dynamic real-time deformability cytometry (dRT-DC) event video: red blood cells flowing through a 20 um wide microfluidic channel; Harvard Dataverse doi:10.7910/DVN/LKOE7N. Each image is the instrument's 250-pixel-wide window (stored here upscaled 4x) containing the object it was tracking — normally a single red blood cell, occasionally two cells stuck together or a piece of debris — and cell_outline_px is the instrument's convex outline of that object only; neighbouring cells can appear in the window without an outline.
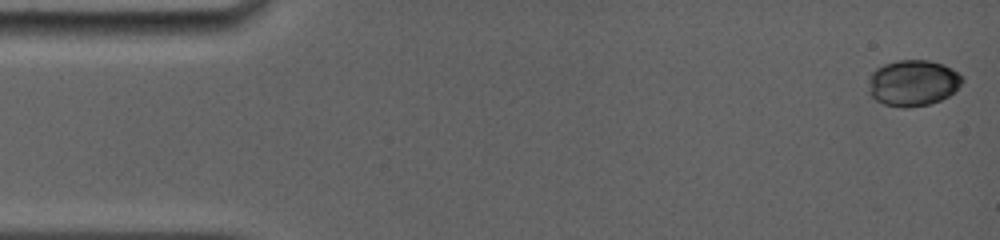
{"species": "common noctule bat (a hibernating species)", "species_latin": "Nyctalus noctula", "temperature_condition": "room temperature", "stored_images_in_passage": 5, "camera_frame_rate_fps": 5000, "um_per_image_px": 0.085, "animal": {"sex": "female", "body_mass_g": 19.0, "forearm_length_mm": 56.7}, "frame": {"image": 1, "passage_image": 1, "time_ms": 0.0, "image_size_px": [1000, 240], "cell_outline_px": [[964, 80], [948, 96], [940, 100], [928, 104], [908, 108], [904, 108], [884, 104], [876, 100], [868, 92], [872, 72], [876, 68], [884, 64], [896, 60], [928, 60], [944, 64], [964, 76]], "centroid_in_image_um": [77.6, 7.04], "position_along_channel_um": 7.4, "area_um2": 25.14}}
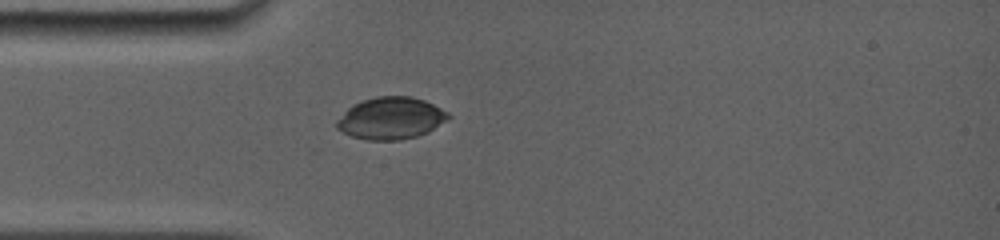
{"frame": {"image": 2, "passage_image": 5, "time_ms": 4.2, "image_size_px": [1000, 240], "cell_outline_px": [[452, 116], [448, 120], [428, 132], [416, 136], [400, 140], [368, 140], [352, 136], [336, 128], [336, 120], [352, 104], [376, 96], [412, 96], [424, 100], [448, 112]], "centroid_in_image_um": [33.23, 10.04], "position_along_channel_um": 51.8, "area_um2": 27.34}}